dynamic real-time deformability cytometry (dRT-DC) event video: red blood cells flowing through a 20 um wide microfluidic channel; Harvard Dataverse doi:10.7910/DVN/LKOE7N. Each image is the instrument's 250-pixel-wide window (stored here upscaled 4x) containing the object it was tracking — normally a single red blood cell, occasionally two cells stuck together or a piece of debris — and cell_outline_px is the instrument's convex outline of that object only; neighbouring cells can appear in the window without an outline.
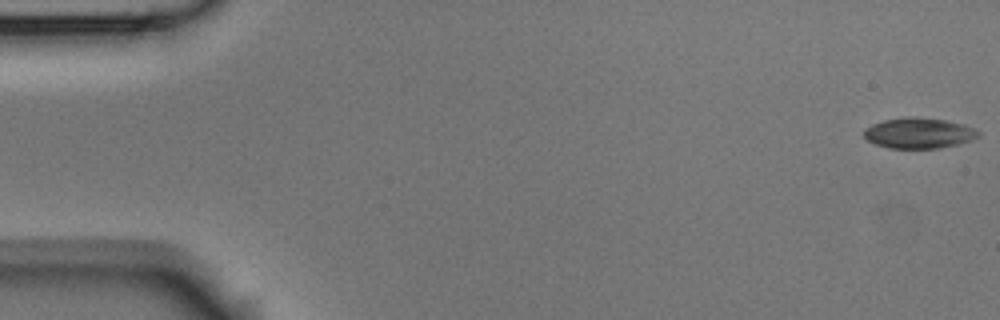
{"species": "Egyptian fruit bat (a non-hibernating species)", "species_latin": "Rousettus aegyptiacus", "temperature_condition": "room temperature", "stored_images_in_passage": 5, "camera_frame_rate_fps": 3000, "um_per_image_px": 0.085, "animal": {"sex": "male"}, "frame": {"image": 1, "passage_image": 1, "time_ms": 0.0, "image_size_px": [1000, 320], "cell_outline_px": [[980, 136], [972, 140], [940, 148], [888, 148], [876, 144], [868, 140], [864, 136], [864, 128], [872, 124], [884, 120], [908, 116], [912, 116], [944, 120], [964, 124], [976, 128], [980, 132]], "centroid_in_image_um": [78.12, 11.3], "position_along_channel_um": 6.9, "area_um2": 20.46}}
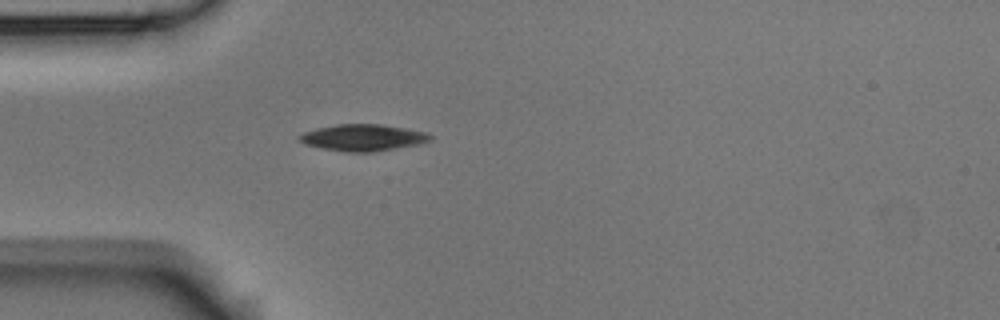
{"frame": {"image": 2, "passage_image": 5, "time_ms": 5.0, "image_size_px": [1000, 320], "cell_outline_px": [[432, 140], [416, 144], [372, 152], [344, 152], [304, 144], [300, 140], [300, 136], [304, 132], [316, 128], [336, 124], [380, 124], [428, 132], [432, 136]], "centroid_in_image_um": [30.86, 11.69], "position_along_channel_um": 54.1, "area_um2": 20.06}}